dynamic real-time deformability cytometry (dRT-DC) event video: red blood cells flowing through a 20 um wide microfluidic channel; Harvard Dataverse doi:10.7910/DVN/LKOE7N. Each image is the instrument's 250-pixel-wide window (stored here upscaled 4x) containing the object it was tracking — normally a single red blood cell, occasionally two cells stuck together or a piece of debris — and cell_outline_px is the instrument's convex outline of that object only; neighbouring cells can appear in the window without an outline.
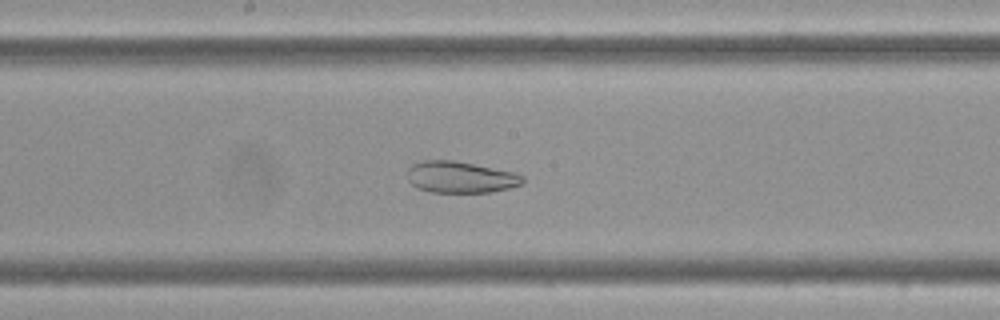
{"species": "Egyptian fruit bat (a non-hibernating species)", "species_latin": "Rousettus aegyptiacus", "temperature_condition": "cold", "stored_images_in_passage": 57, "segment_of_instrument_passage": [1, 2], "camera_frame_rate_fps": 3000, "um_per_image_px": 0.085, "frame": {"image": 1, "passage_image": 29, "time_ms": 9.333, "image_size_px": [1000, 320], "cell_outline_px": [[524, 184], [492, 192], [432, 192], [416, 188], [408, 180], [408, 168], [412, 164], [424, 160], [452, 160], [516, 172], [524, 176]], "centroid_in_image_um": [39.16, 15.06], "position_along_channel_um": 209.0, "area_um2": 21.27}}
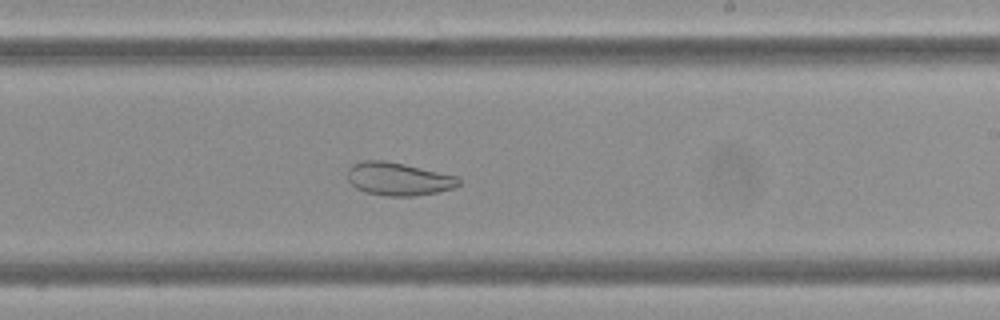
{"frame": {"image": 2, "passage_image": 33, "time_ms": 10.667, "image_size_px": [1000, 320], "cell_outline_px": [[460, 184], [452, 188], [436, 192], [412, 196], [388, 196], [364, 192], [356, 188], [348, 180], [348, 168], [352, 164], [364, 160], [384, 160], [404, 164], [456, 176], [460, 180]], "centroid_in_image_um": [33.82, 15.21], "position_along_channel_um": 255.2, "area_um2": 21.21}}
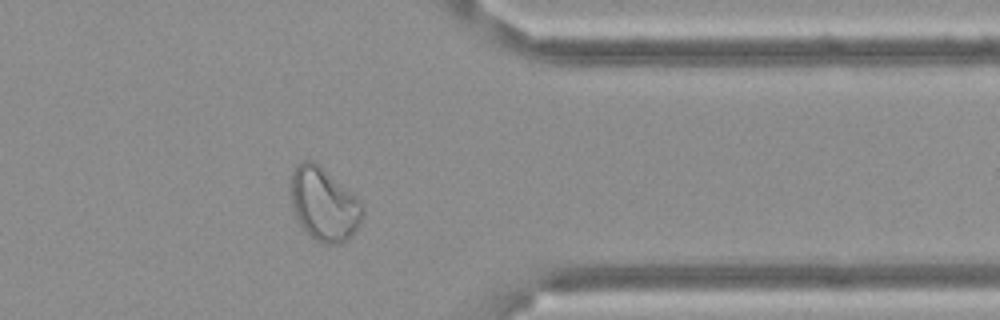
{"frame": {"image": 3, "passage_image": 45, "time_ms": 14.667, "image_size_px": [1000, 320], "cell_outline_px": [[364, 212], [360, 224], [352, 236], [348, 240], [340, 244], [324, 244], [316, 240], [300, 224], [296, 216], [292, 204], [292, 172], [296, 164], [304, 160], [312, 160], [356, 196], [360, 200], [364, 208]], "centroid_in_image_um": [27.57, 17.38], "position_along_channel_um": 383.8, "area_um2": 30.23}}